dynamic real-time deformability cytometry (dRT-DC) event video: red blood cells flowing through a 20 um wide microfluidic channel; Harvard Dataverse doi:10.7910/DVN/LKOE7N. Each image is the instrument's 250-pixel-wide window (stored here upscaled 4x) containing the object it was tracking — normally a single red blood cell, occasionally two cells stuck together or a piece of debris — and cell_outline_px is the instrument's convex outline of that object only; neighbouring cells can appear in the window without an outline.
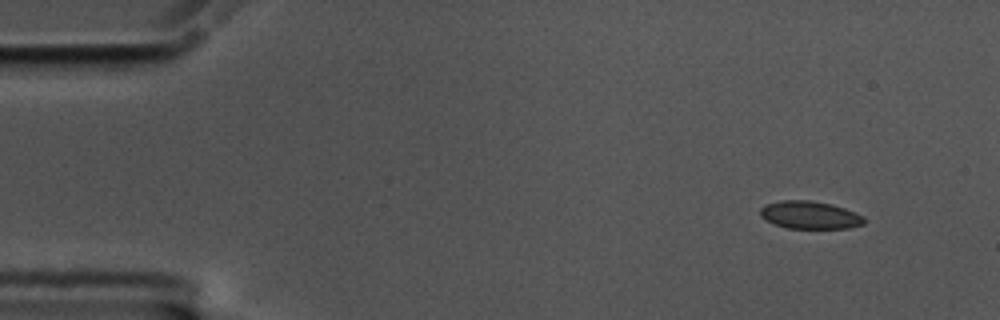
{"species": "common noctule bat (a hibernating species)", "species_latin": "Nyctalus noctula", "temperature_condition": "cold", "stored_images_in_passage": 53, "camera_frame_rate_fps": 3000, "um_per_image_px": 0.085, "animal": {"sex": "male", "body_mass_g": 17.5, "forearm_length_mm": 52.3}, "frame": {"image": 1, "passage_image": 1, "time_ms": 0.0, "image_size_px": [1000, 320], "cell_outline_px": [[864, 224], [848, 228], [788, 228], [776, 224], [760, 216], [760, 208], [768, 204], [780, 200], [808, 200], [832, 204], [844, 208], [864, 216]], "centroid_in_image_um": [68.85, 18.27], "position_along_channel_um": 16.1, "area_um2": 16.59}}
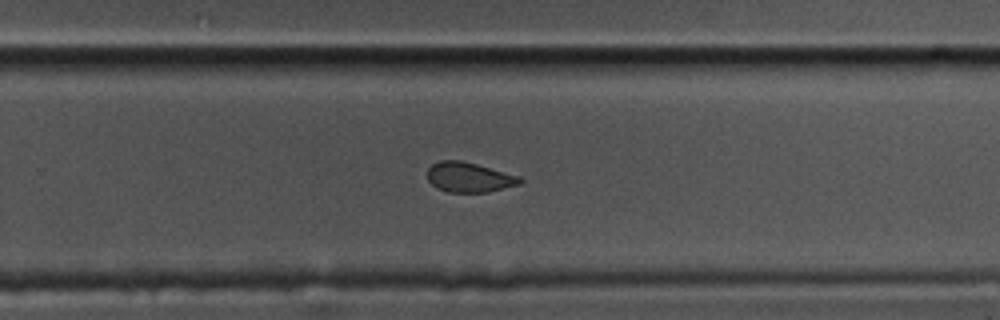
{"frame": {"image": 2, "passage_image": 33, "time_ms": 10.667, "image_size_px": [1000, 320], "cell_outline_px": [[524, 180], [520, 184], [488, 192], [448, 192], [436, 188], [428, 180], [428, 168], [432, 164], [440, 160], [460, 160], [476, 164], [520, 176]], "centroid_in_image_um": [39.87, 15.07], "position_along_channel_um": 289.9, "area_um2": 16.13}}
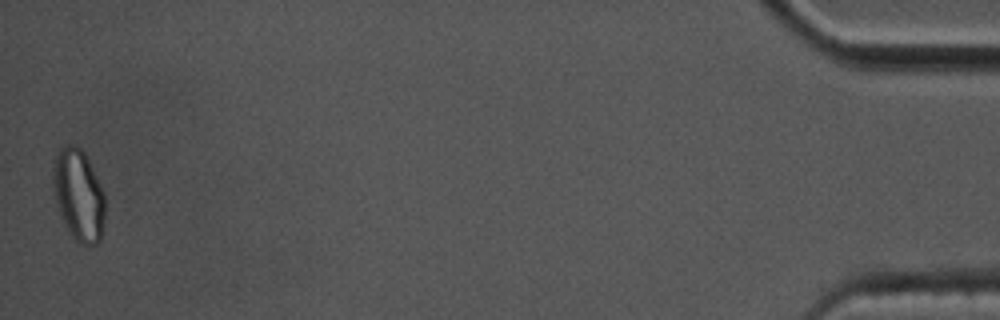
{"frame": {"image": 3, "passage_image": 53, "time_ms": 17.333, "image_size_px": [1000, 320], "cell_outline_px": [[104, 220], [100, 240], [96, 244], [88, 248], [76, 240], [72, 236], [64, 224], [56, 200], [52, 184], [52, 164], [60, 148], [68, 144], [72, 144], [80, 148], [84, 152], [104, 192]], "centroid_in_image_um": [6.67, 16.59], "position_along_channel_um": 428.5, "area_um2": 27.74}, "authors_computed_cell_mechanics": {"area_um2": 17.1666, "velocity_mm_per_s": 3.4821, "shape_relaxation_time_tau1_ms": null, "shape_relaxation_time_tau2_ms": 2.7138, "deformation_change_tau1": null, "deformation_change_tau2": 0.0461}}